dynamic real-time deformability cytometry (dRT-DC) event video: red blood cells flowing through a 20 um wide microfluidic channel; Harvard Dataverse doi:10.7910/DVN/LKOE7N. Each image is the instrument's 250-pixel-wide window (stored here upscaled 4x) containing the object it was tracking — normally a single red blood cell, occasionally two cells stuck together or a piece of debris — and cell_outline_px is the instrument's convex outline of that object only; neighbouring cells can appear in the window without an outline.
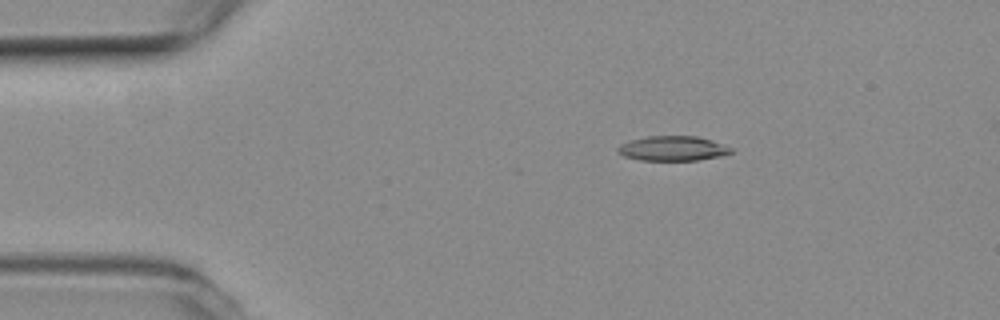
{"species": "common noctule bat (a hibernating species)", "species_latin": "Nyctalus noctula", "temperature_condition": "room temperature", "stored_images_in_passage": 5, "camera_frame_rate_fps": 3000, "um_per_image_px": 0.085, "animal": {"sex": "female", "body_mass_g": 19.3, "forearm_length_mm": 54.1}, "frame": {"image": 1, "passage_image": 3, "time_ms": 0.667, "image_size_px": [1000, 320], "cell_outline_px": [[732, 152], [720, 156], [696, 160], [640, 160], [624, 156], [616, 152], [616, 148], [620, 144], [632, 140], [648, 136], [696, 136], [712, 140], [732, 148]], "centroid_in_image_um": [57.15, 12.61], "position_along_channel_um": 27.8, "area_um2": 16.24}}
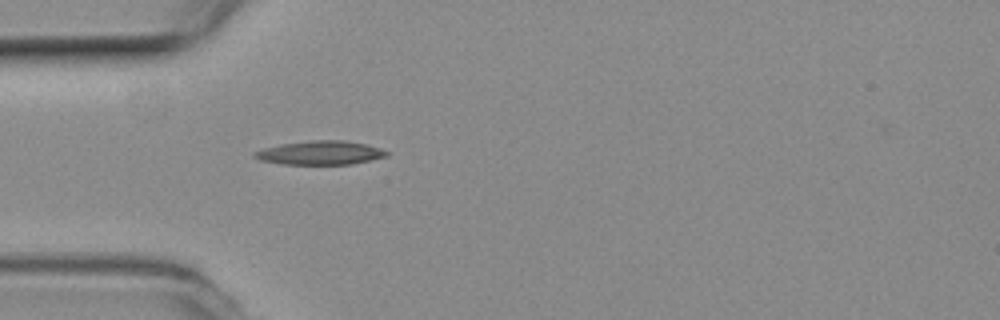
{"frame": {"image": 2, "passage_image": 5, "time_ms": 1.333, "image_size_px": [1000, 320], "cell_outline_px": [[388, 156], [352, 164], [280, 164], [260, 160], [252, 156], [252, 152], [264, 148], [284, 144], [312, 140], [344, 140], [368, 144], [380, 148], [388, 152]], "centroid_in_image_um": [27.23, 12.99], "position_along_channel_um": 57.8, "area_um2": 18.32}}